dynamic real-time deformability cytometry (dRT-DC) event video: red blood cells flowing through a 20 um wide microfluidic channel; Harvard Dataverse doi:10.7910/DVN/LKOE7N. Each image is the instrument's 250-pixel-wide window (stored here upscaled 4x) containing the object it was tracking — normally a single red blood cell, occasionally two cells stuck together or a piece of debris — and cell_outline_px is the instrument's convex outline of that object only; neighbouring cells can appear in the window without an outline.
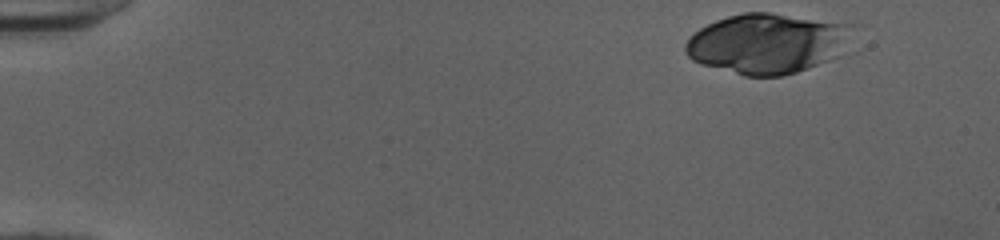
{"species": "human", "species_latin": "Homo sapiens", "temperature_condition": "cold", "stored_images_in_passage": 47, "camera_frame_rate_fps": 3000, "um_per_image_px": 0.085, "donor": {"sex": "female"}, "frame": {"image": 1, "passage_image": 1, "time_ms": 0.0, "image_size_px": [1000, 240], "cell_outline_px": [[844, 24], [840, 56], [808, 68], [784, 76], [744, 76], [700, 64], [692, 60], [684, 52], [684, 44], [700, 28], [716, 20], [728, 16], [744, 12], [768, 12]], "centroid_in_image_um": [65.03, 3.73], "position_along_channel_um": 20.0, "area_um2": 56.93}}
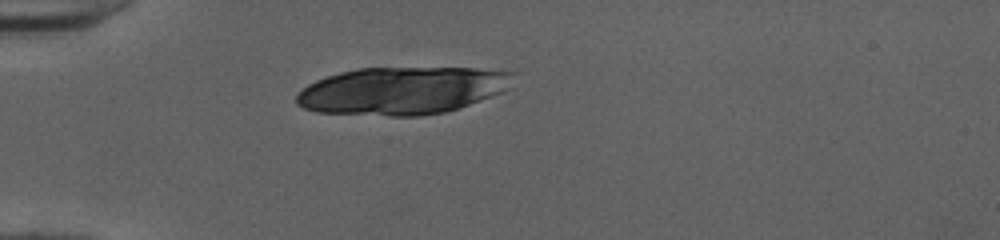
{"frame": {"image": 2, "passage_image": 11, "time_ms": 3.333, "image_size_px": [1000, 240], "cell_outline_px": [[516, 72], [512, 88], [504, 92], [460, 108], [444, 112], [420, 116], [388, 116], [316, 112], [304, 108], [296, 104], [296, 96], [308, 84], [316, 80], [340, 72], [356, 68], [476, 68]], "centroid_in_image_um": [34.24, 7.7], "position_along_channel_um": 50.8, "area_um2": 60.57}}